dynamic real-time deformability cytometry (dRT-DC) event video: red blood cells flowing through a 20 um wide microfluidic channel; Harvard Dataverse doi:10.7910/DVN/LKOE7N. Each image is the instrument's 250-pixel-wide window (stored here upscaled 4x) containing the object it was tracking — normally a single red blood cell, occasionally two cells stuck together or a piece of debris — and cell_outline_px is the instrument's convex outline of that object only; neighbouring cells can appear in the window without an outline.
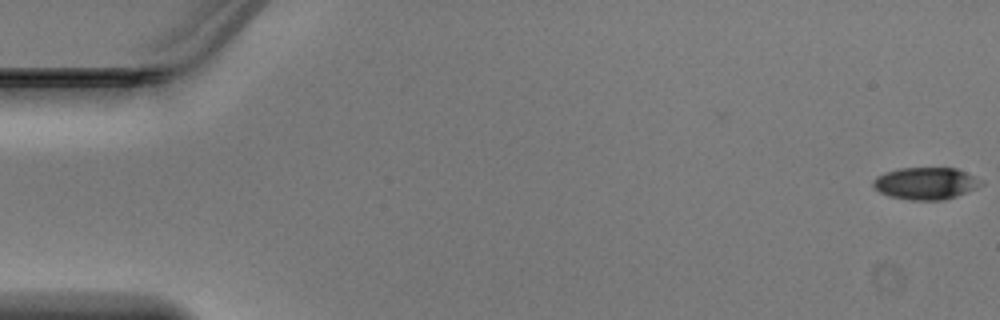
{"species": "Egyptian fruit bat (a non-hibernating species)", "species_latin": "Rousettus aegyptiacus", "temperature_condition": "warm", "stored_images_in_passage": 44, "camera_frame_rate_fps": 3000, "um_per_image_px": 0.085, "animal": {"sex": "male"}, "frame": {"image": 1, "passage_image": 1, "time_ms": 0.0, "image_size_px": [1000, 320], "cell_outline_px": [[984, 184], [976, 188], [956, 196], [944, 200], [912, 200], [888, 196], [872, 188], [872, 180], [876, 176], [884, 172], [900, 168], [956, 168], [984, 180]], "centroid_in_image_um": [78.67, 15.58], "position_along_channel_um": 6.3, "area_um2": 20.4}}
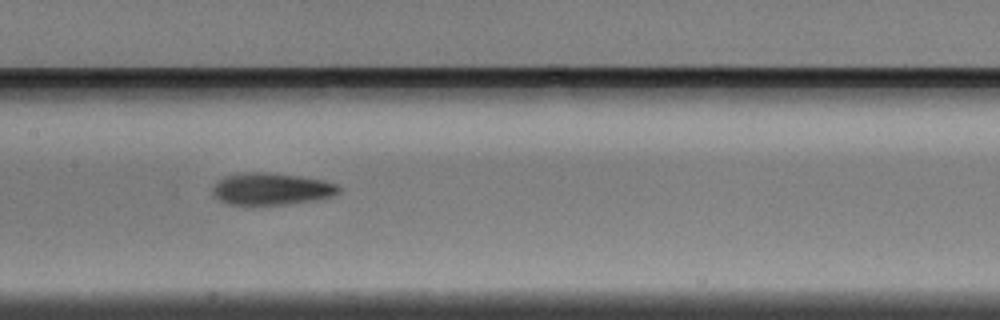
{"frame": {"image": 2, "passage_image": 24, "time_ms": 7.667, "image_size_px": [1000, 320], "cell_outline_px": [[340, 192], [332, 196], [316, 200], [284, 204], [228, 204], [220, 200], [212, 192], [212, 188], [216, 180], [224, 176], [244, 172], [264, 172], [300, 176], [324, 180], [336, 184], [340, 188]], "centroid_in_image_um": [23.06, 16.04], "position_along_channel_um": 184.3, "area_um2": 23.47}}
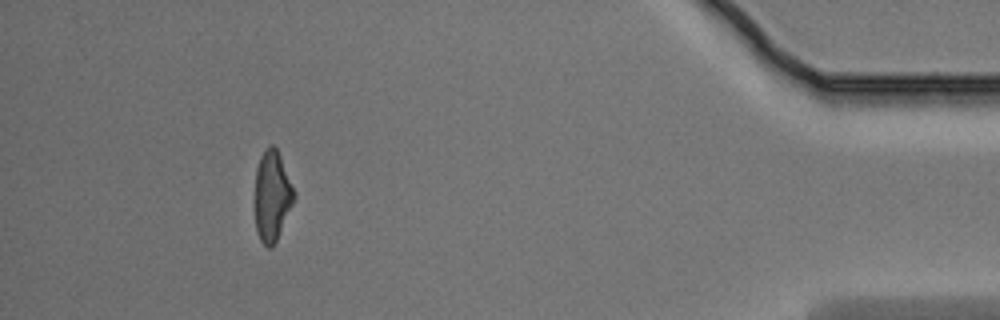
{"frame": {"image": 3, "passage_image": 44, "time_ms": 14.333, "image_size_px": [1000, 320], "cell_outline_px": [[296, 196], [276, 240], [272, 248], [268, 248], [260, 240], [256, 232], [256, 168], [260, 156], [268, 144], [272, 144], [276, 148], [280, 156]], "centroid_in_image_um": [23.12, 16.65], "position_along_channel_um": 412.1, "area_um2": 20.17}}